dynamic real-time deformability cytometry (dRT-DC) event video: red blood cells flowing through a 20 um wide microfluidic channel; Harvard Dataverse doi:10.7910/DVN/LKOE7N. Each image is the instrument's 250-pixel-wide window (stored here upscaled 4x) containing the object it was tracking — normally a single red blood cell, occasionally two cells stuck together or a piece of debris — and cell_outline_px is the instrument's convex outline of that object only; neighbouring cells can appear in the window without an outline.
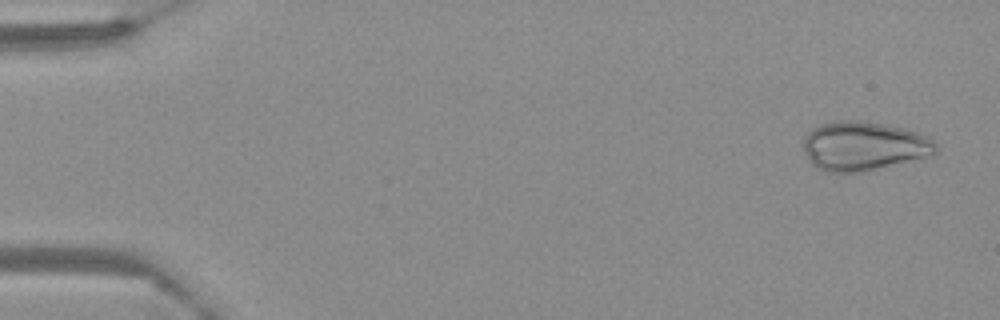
{"species": "Egyptian fruit bat (a non-hibernating species)", "species_latin": "Rousettus aegyptiacus", "temperature_condition": "warm", "stored_images_in_passage": 58, "camera_frame_rate_fps": 3000, "um_per_image_px": 0.085, "frame": {"image": 1, "passage_image": 1, "time_ms": 0.0, "image_size_px": [1000, 320], "cell_outline_px": [[936, 152], [924, 160], [864, 172], [824, 172], [816, 168], [808, 160], [804, 148], [804, 136], [812, 128], [820, 124], [836, 120], [860, 120], [900, 128], [916, 132], [932, 140], [936, 144]], "centroid_in_image_um": [73.42, 12.45], "position_along_channel_um": 11.6, "area_um2": 38.44}}
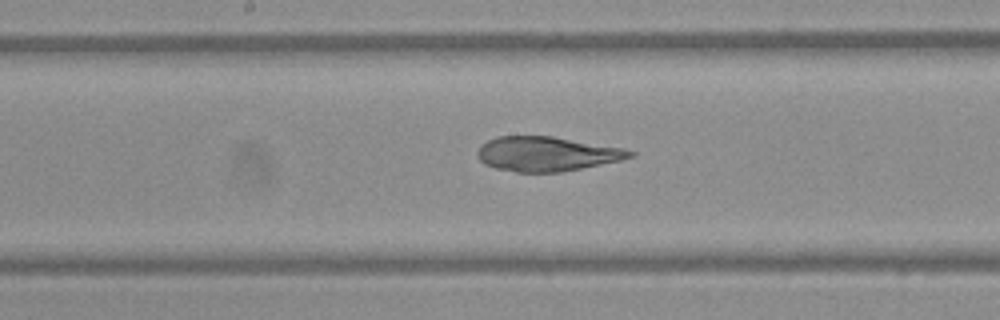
{"frame": {"image": 2, "passage_image": 30, "time_ms": 9.667, "image_size_px": [1000, 320], "cell_outline_px": [[636, 156], [620, 160], [560, 172], [516, 172], [496, 168], [484, 164], [476, 156], [476, 152], [480, 144], [496, 136], [552, 136], [624, 148], [636, 152]], "centroid_in_image_um": [46.44, 13.07], "position_along_channel_um": 201.8, "area_um2": 30.75}}
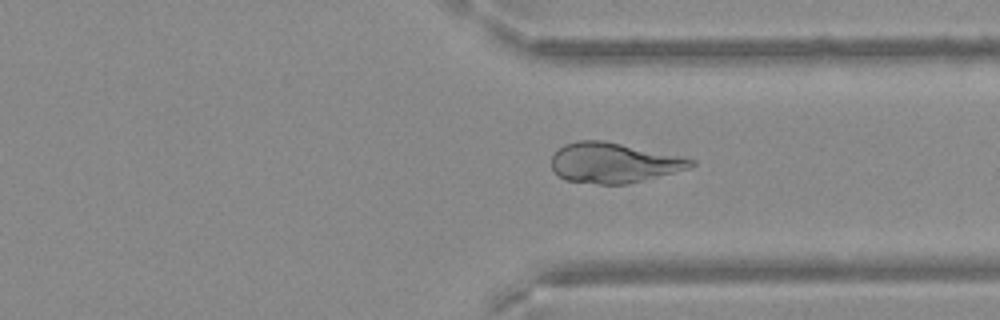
{"frame": {"image": 3, "passage_image": 44, "time_ms": 14.333, "image_size_px": [1000, 320], "cell_outline_px": [[696, 164], [688, 168], [628, 184], [596, 184], [564, 180], [552, 168], [552, 156], [564, 144], [580, 140], [604, 140], [680, 156], [696, 160]], "centroid_in_image_um": [52.15, 13.83], "position_along_channel_um": 359.3, "area_um2": 32.37}}